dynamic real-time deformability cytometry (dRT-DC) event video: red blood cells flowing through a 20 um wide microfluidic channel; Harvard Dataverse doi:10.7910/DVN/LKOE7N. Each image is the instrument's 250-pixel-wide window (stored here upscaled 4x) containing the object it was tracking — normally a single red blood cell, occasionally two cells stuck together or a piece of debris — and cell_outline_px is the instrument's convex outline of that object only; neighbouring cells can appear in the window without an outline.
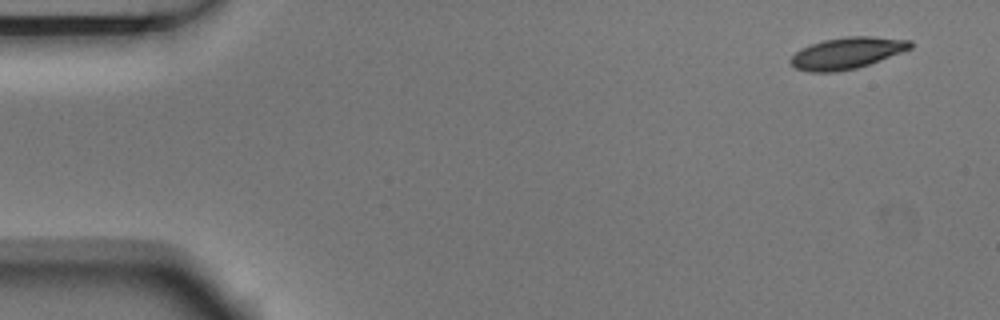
{"species": "Egyptian fruit bat (a non-hibernating species)", "species_latin": "Rousettus aegyptiacus", "temperature_condition": "room temperature", "stored_images_in_passage": 4, "camera_frame_rate_fps": 3000, "um_per_image_px": 0.085, "animal": {"sex": "male"}, "frame": {"image": 1, "passage_image": 1, "time_ms": 0.0, "image_size_px": [1000, 320], "cell_outline_px": [[912, 48], [880, 60], [856, 68], [836, 72], [808, 72], [796, 68], [788, 60], [800, 48], [824, 40], [848, 36], [872, 36], [912, 40]], "centroid_in_image_um": [71.98, 4.51], "position_along_channel_um": 13.0, "area_um2": 21.91}}
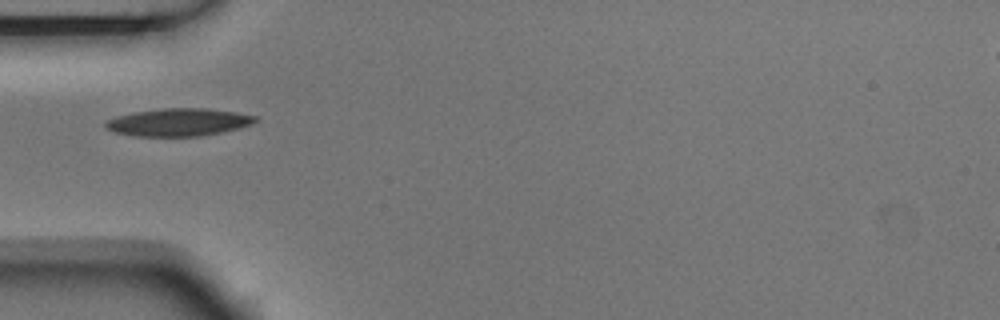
{"frame": {"image": 2, "passage_image": 4, "time_ms": 1.0, "image_size_px": [1000, 320], "cell_outline_px": [[260, 120], [252, 124], [220, 132], [200, 136], [132, 136], [112, 132], [104, 124], [108, 120], [116, 116], [136, 112], [164, 108], [208, 108], [236, 112], [256, 116]], "centroid_in_image_um": [15.18, 10.39], "position_along_channel_um": 69.8, "area_um2": 24.04}}